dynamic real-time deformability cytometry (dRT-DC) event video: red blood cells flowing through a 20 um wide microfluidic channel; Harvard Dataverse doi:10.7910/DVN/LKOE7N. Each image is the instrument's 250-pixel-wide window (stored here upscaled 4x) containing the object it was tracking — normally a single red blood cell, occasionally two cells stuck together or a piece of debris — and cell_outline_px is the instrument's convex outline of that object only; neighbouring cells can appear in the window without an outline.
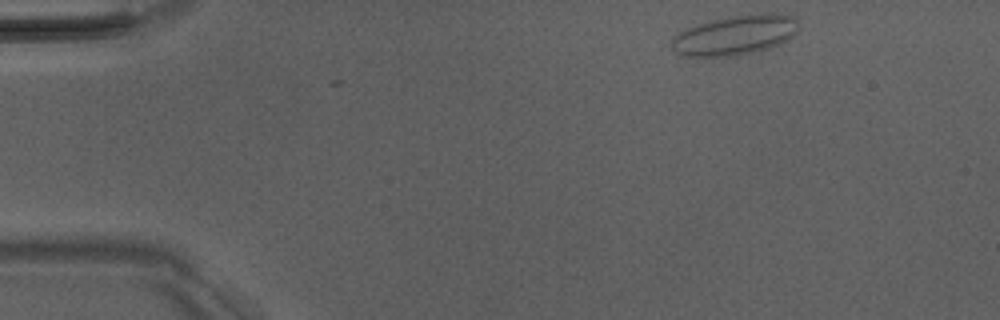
{"species": "Egyptian fruit bat (a non-hibernating species)", "species_latin": "Rousettus aegyptiacus", "temperature_condition": "room temperature", "stored_images_in_passage": 2, "camera_frame_rate_fps": 3000, "um_per_image_px": 0.085, "animal": {"sex": "male"}, "frame": {"image": 1, "passage_image": 2, "time_ms": 1.0, "image_size_px": [1000, 320], "cell_outline_px": [[800, 28], [788, 40], [780, 44], [768, 48], [752, 52], [728, 56], [684, 56], [676, 52], [672, 48], [672, 36], [676, 32], [712, 20], [736, 16], [764, 12], [768, 12], [796, 16]], "centroid_in_image_um": [62.52, 2.97], "position_along_channel_um": 22.5, "area_um2": 29.36}}